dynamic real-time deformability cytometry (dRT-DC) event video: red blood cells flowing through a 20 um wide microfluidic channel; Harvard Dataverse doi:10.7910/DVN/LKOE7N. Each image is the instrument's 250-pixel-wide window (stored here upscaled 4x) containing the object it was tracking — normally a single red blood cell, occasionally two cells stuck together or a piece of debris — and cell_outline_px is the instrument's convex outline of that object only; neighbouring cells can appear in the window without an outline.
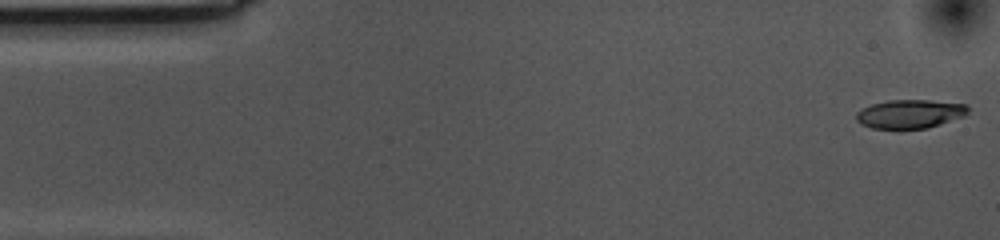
{"species": "common noctule bat (a hibernating species)", "species_latin": "Nyctalus noctula", "temperature_condition": "cold", "stored_images_in_passage": 55, "camera_frame_rate_fps": 3000, "um_per_image_px": 0.085, "animal": {"sex": "female", "body_mass_g": 10.0, "forearm_length_mm": 53.1}, "frame": {"image": 1, "passage_image": 1, "time_ms": 0.0, "image_size_px": [1000, 240], "cell_outline_px": [[968, 112], [964, 116], [928, 128], [872, 128], [860, 124], [856, 120], [856, 112], [872, 104], [888, 100], [928, 100], [968, 104]], "centroid_in_image_um": [77.35, 9.67], "position_along_channel_um": 7.7, "area_um2": 18.61}}
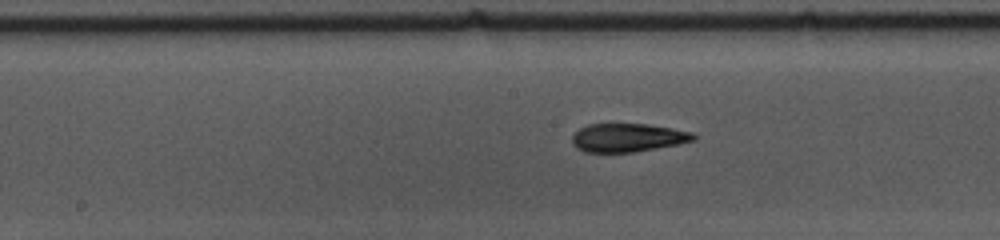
{"frame": {"image": 2, "passage_image": 26, "time_ms": 8.333, "image_size_px": [1000, 240], "cell_outline_px": [[696, 140], [676, 144], [632, 152], [584, 152], [576, 148], [572, 144], [572, 136], [580, 128], [588, 124], [648, 124], [672, 128], [692, 132], [696, 136]], "centroid_in_image_um": [53.33, 11.69], "position_along_channel_um": 194.9, "area_um2": 20.0}}
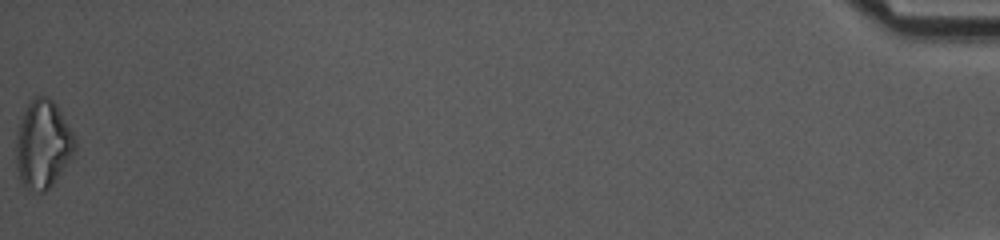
{"frame": {"image": 3, "passage_image": 55, "time_ms": 18.0, "image_size_px": [1000, 240], "cell_outline_px": [[76, 152], [52, 184], [44, 192], [28, 192], [20, 180], [16, 164], [16, 136], [20, 120], [32, 96], [48, 96], [56, 104], [72, 132], [76, 140]], "centroid_in_image_um": [3.64, 12.28], "position_along_channel_um": 431.6, "area_um2": 30.4}, "authors_computed_cell_mechanics": {"area_um2": 20.519, "velocity_mm_per_s": 3.5507, "shape_relaxation_time_tau1_ms": 3.6785, "shape_relaxation_time_tau2_ms": 2.6595, "deformation_change_tau1": 0.1492, "deformation_change_tau2": 0.1157}}